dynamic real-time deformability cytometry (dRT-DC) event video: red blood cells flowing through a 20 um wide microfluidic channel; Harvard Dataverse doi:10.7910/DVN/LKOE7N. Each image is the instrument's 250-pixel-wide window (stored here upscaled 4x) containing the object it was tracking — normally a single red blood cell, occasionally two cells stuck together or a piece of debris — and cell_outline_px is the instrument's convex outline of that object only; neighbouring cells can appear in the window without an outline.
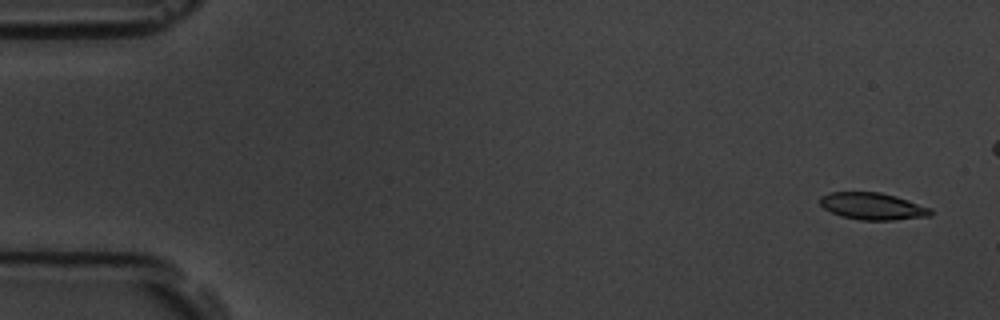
{"species": "common noctule bat (a hibernating species)", "species_latin": "Nyctalus noctula", "temperature_condition": "room temperature", "stored_images_in_passage": 6, "camera_frame_rate_fps": 3000, "um_per_image_px": 0.085, "animal": {"sex": "male", "body_mass_g": 19.5, "forearm_length_mm": 54.6}, "frame": {"image": 1, "passage_image": 1, "time_ms": 0.0, "image_size_px": [1000, 320], "cell_outline_px": [[932, 216], [892, 220], [860, 220], [840, 216], [824, 208], [820, 204], [820, 196], [832, 192], [880, 192], [896, 196], [932, 208]], "centroid_in_image_um": [74.19, 17.53], "position_along_channel_um": 10.8, "area_um2": 17.46}}